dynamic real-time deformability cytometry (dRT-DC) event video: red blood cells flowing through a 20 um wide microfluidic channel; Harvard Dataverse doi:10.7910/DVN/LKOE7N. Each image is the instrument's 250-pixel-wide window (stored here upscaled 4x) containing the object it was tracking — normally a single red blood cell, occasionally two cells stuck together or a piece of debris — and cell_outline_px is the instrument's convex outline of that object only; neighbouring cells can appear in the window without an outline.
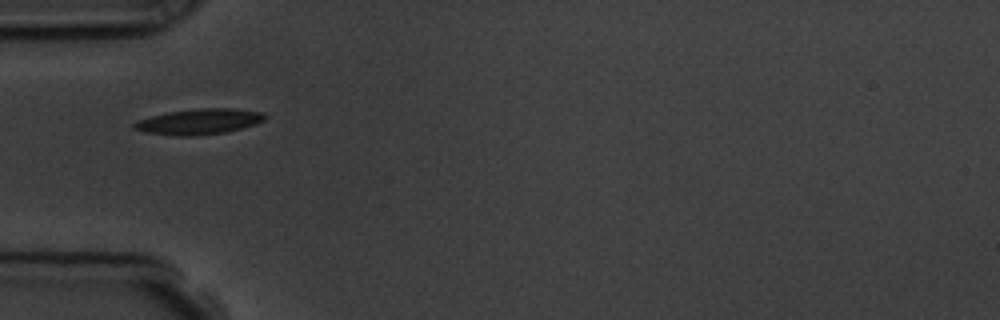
{"species": "common noctule bat (a hibernating species)", "species_latin": "Nyctalus noctula", "temperature_condition": "room temperature", "stored_images_in_passage": 3, "camera_frame_rate_fps": 3000, "um_per_image_px": 0.085, "animal": {"sex": "male", "body_mass_g": 19.5, "forearm_length_mm": 54.6}, "frame": {"image": 1, "passage_image": 1, "time_ms": 0.0, "image_size_px": [1000, 320], "cell_outline_px": [[268, 116], [264, 120], [256, 124], [224, 132], [192, 136], [176, 136], [144, 132], [132, 128], [132, 124], [140, 120], [152, 116], [168, 112], [200, 108], [232, 108], [264, 112]], "centroid_in_image_um": [16.94, 10.33], "position_along_channel_um": 68.1, "area_um2": 19.42}}
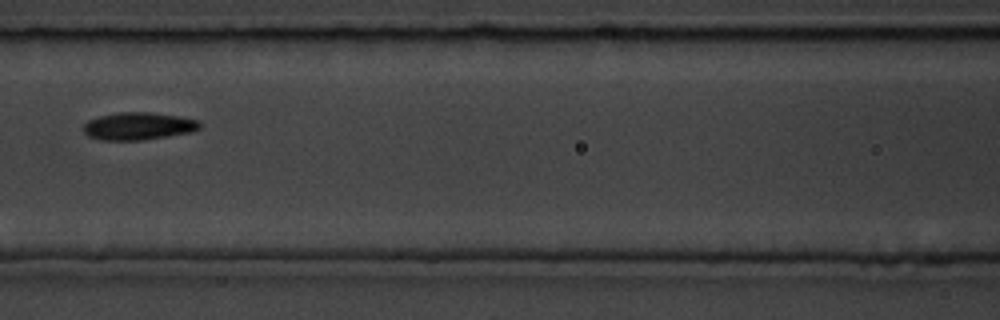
{"frame": {"image": 2, "passage_image": 3, "time_ms": 2.333, "image_size_px": [1000, 320], "cell_outline_px": [[200, 128], [192, 132], [144, 140], [100, 140], [88, 136], [84, 132], [84, 124], [88, 120], [100, 116], [120, 112], [148, 112], [180, 116], [200, 120]], "centroid_in_image_um": [11.78, 10.72], "position_along_channel_um": 154.8, "area_um2": 18.73}}